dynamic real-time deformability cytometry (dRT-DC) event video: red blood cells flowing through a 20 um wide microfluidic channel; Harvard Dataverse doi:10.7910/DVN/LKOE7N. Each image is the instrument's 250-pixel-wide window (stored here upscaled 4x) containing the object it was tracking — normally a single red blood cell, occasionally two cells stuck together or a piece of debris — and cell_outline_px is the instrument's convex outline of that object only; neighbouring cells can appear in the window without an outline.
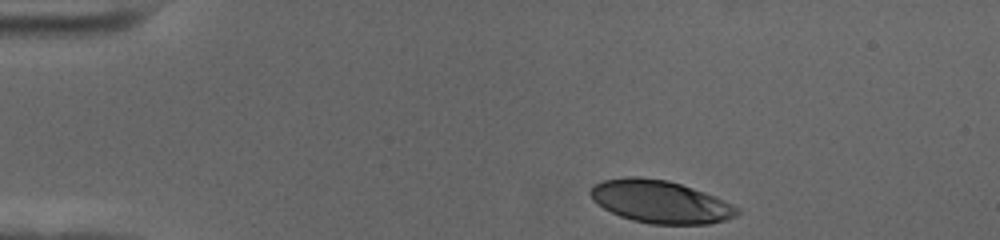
{"species": "human", "species_latin": "Homo sapiens", "temperature_condition": "cold", "stored_images_in_passage": 40, "camera_frame_rate_fps": 3000, "um_per_image_px": 0.085, "donor": {"sex": "female"}, "frame": {"image": 1, "passage_image": 1, "time_ms": 0.0, "image_size_px": [1000, 240], "cell_outline_px": [[740, 212], [736, 216], [724, 220], [708, 224], [652, 224], [632, 220], [620, 216], [596, 204], [592, 200], [588, 192], [592, 184], [604, 180], [628, 176], [636, 176], [668, 180], [716, 196], [740, 208]], "centroid_in_image_um": [56.1, 17.14], "position_along_channel_um": 28.9, "area_um2": 36.65}}
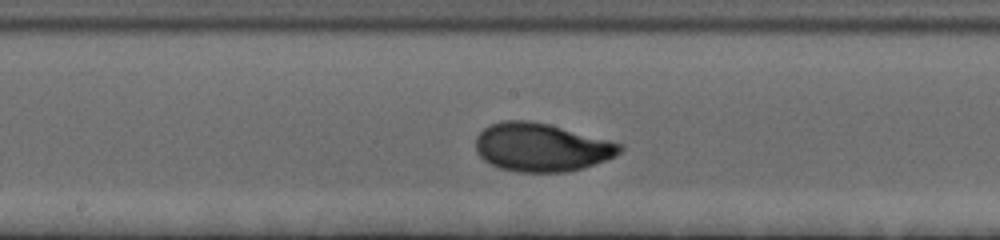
{"frame": {"image": 2, "passage_image": 22, "time_ms": 7.0, "image_size_px": [1000, 240], "cell_outline_px": [[624, 148], [620, 152], [604, 160], [584, 168], [568, 172], [516, 172], [500, 168], [484, 160], [476, 152], [476, 136], [488, 124], [500, 120], [528, 120], [548, 124], [624, 144]], "centroid_in_image_um": [45.99, 12.52], "position_along_channel_um": 202.2, "area_um2": 40.63}}
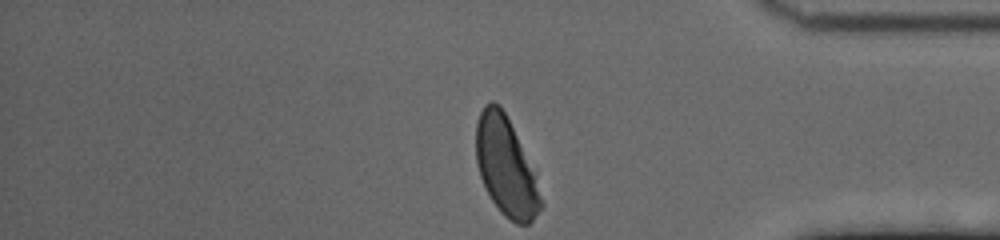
{"frame": {"image": 3, "passage_image": 40, "time_ms": 13.0, "image_size_px": [1000, 240], "cell_outline_px": [[544, 204], [532, 220], [528, 224], [516, 224], [504, 216], [492, 200], [480, 176], [476, 164], [476, 120], [484, 104], [492, 100], [500, 104], [536, 172]], "centroid_in_image_um": [43.02, 14.16], "position_along_channel_um": 392.2, "area_um2": 37.51}, "authors_computed_cell_mechanics": {"area_um2": 38.8994, "velocity_mm_per_s": 3.4745, "shape_relaxation_time_tau1_ms": 2.7719, "shape_relaxation_time_tau2_ms": null, "deformation_change_tau1": 0.1477, "deformation_change_tau2": null}}